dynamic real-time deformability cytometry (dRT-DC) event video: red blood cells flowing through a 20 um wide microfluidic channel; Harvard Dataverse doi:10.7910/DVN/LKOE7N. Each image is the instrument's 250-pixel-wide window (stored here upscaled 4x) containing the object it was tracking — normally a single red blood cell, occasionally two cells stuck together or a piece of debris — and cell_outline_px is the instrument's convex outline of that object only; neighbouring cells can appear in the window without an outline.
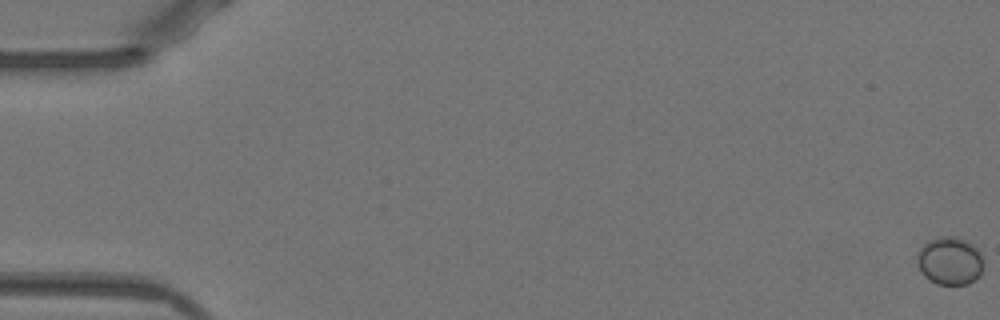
{"species": "Egyptian fruit bat (a non-hibernating species)", "species_latin": "Rousettus aegyptiacus", "temperature_condition": "warm", "stored_images_in_passage": 54, "camera_frame_rate_fps": 3000, "um_per_image_px": 0.085, "animal": {"sex": "female"}, "frame": {"image": 1, "passage_image": 1, "time_ms": 0.0, "image_size_px": [1000, 320], "cell_outline_px": [[984, 264], [980, 276], [968, 284], [936, 284], [924, 276], [920, 272], [916, 260], [916, 252], [928, 240], [940, 236], [952, 236], [964, 240], [972, 244], [984, 256]], "centroid_in_image_um": [80.73, 22.17], "position_along_channel_um": 4.3, "area_um2": 18.9}}
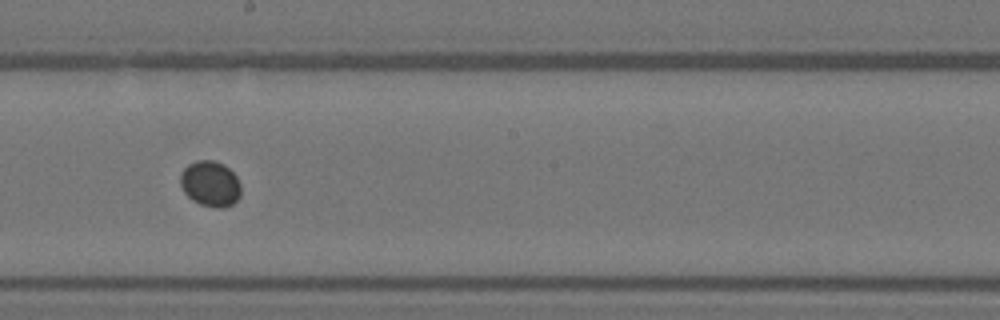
{"frame": {"image": 2, "passage_image": 31, "time_ms": 10.0, "image_size_px": [1000, 320], "cell_outline_px": [[240, 196], [232, 204], [224, 208], [216, 208], [200, 204], [192, 200], [184, 192], [180, 184], [180, 172], [188, 164], [196, 160], [212, 160], [224, 164], [236, 176], [240, 184]], "centroid_in_image_um": [17.86, 15.61], "position_along_channel_um": 230.3, "area_um2": 16.18}}
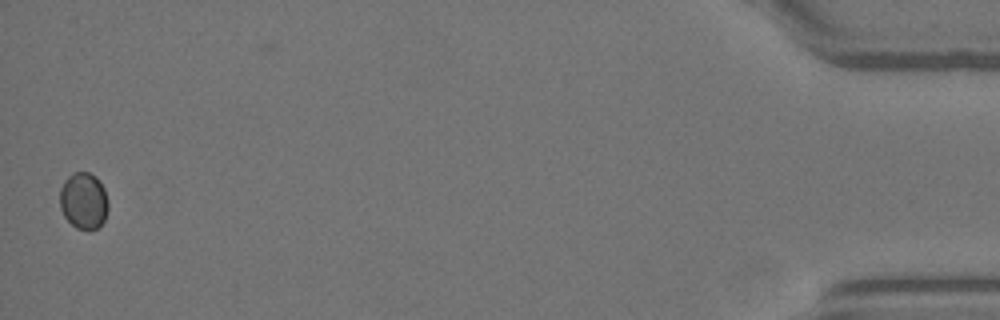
{"frame": {"image": 3, "passage_image": 53, "time_ms": 17.333, "image_size_px": [1000, 320], "cell_outline_px": [[108, 208], [104, 220], [96, 228], [88, 232], [76, 228], [64, 216], [60, 208], [60, 188], [64, 180], [72, 172], [88, 172], [96, 176], [104, 188], [108, 200]], "centroid_in_image_um": [7.1, 17.07], "position_along_channel_um": 428.1, "area_um2": 16.18}}